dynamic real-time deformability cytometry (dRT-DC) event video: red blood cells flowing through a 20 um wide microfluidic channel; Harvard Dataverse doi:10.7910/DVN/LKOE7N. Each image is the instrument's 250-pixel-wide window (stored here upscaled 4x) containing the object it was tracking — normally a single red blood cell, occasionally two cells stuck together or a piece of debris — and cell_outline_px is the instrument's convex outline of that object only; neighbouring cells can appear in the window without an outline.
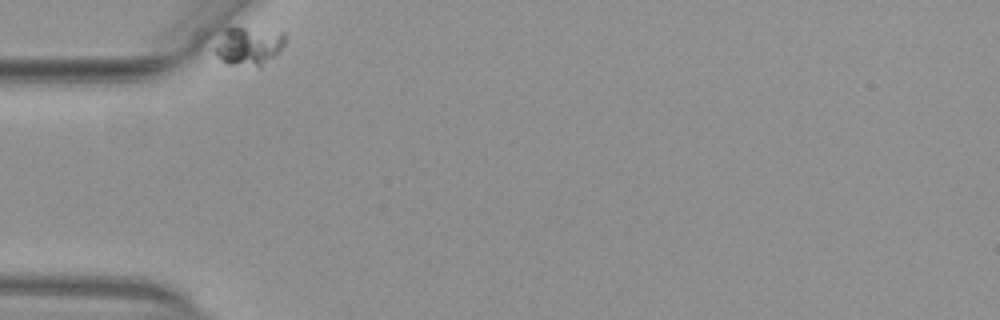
{"species": "common noctule bat (a hibernating species)", "species_latin": "Nyctalus noctula", "temperature_condition": "warm", "stored_images_in_passage": 39, "camera_frame_rate_fps": 3000, "um_per_image_px": 0.085, "animal": {"sex": "female", "body_mass_g": 29.2, "forearm_length_mm": 56.3}, "frame": {"image": 1, "passage_image": 1, "time_ms": 0.0, "image_size_px": [1000, 320], "cell_outline_px": [[284, 44], [280, 52], [276, 56], [260, 68], [228, 64], [220, 60], [216, 56], [212, 48], [224, 28], [244, 28], [284, 32]], "centroid_in_image_um": [21.1, 3.95], "position_along_channel_um": 63.9, "area_um2": 16.13}}
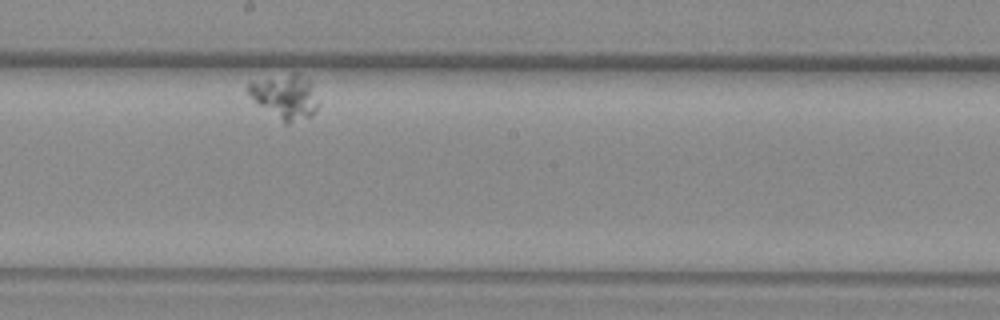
{"frame": {"image": 2, "passage_image": 23, "time_ms": 7.333, "image_size_px": [1000, 320], "cell_outline_px": [[320, 104], [316, 112], [312, 116], [288, 124], [284, 124], [244, 92], [244, 88], [248, 84], [292, 72], [296, 72], [308, 80], [320, 100]], "centroid_in_image_um": [24.27, 8.24], "position_along_channel_um": 223.9, "area_um2": 18.26}}
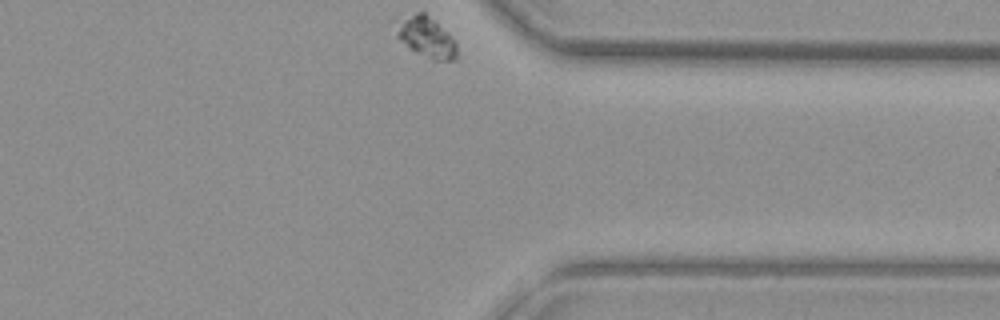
{"frame": {"image": 3, "passage_image": 39, "time_ms": 12.667, "image_size_px": [1000, 320], "cell_outline_px": [[460, 60], [432, 60], [416, 52], [400, 40], [396, 36], [396, 32], [404, 20], [416, 12], [424, 12], [448, 32], [456, 40]], "centroid_in_image_um": [36.37, 3.23], "position_along_channel_um": 375.0, "area_um2": 14.1}}